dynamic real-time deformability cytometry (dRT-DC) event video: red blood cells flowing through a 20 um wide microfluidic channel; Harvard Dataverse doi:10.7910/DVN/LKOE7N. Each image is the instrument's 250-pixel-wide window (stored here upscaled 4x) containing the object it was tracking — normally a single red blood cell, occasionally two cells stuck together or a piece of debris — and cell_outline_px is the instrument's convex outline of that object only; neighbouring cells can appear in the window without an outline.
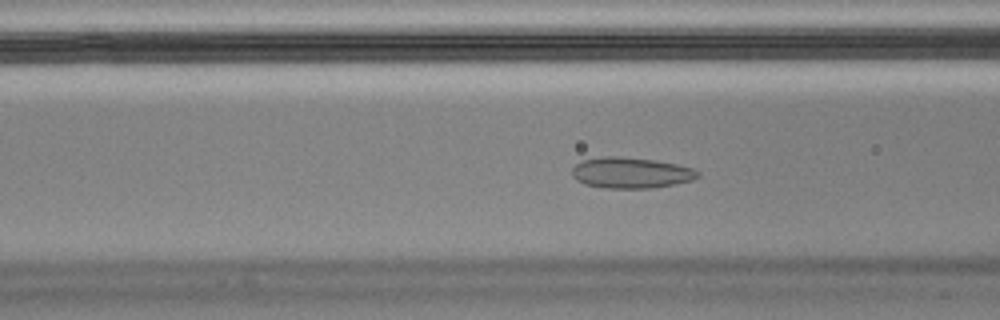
{"species": "Egyptian fruit bat (a non-hibernating species)", "species_latin": "Rousettus aegyptiacus", "temperature_condition": "cold", "stored_images_in_passage": 55, "camera_frame_rate_fps": 3000, "um_per_image_px": 0.085, "animal": {"sex": "male"}, "frame": {"image": 1, "passage_image": 19, "time_ms": 6.0, "image_size_px": [1000, 320], "cell_outline_px": [[700, 176], [692, 180], [676, 184], [648, 188], [604, 188], [584, 184], [576, 180], [572, 176], [572, 168], [576, 164], [584, 160], [604, 156], [620, 156], [656, 160], [676, 164], [692, 168], [700, 172]], "centroid_in_image_um": [53.63, 14.69], "position_along_channel_um": 113.0, "area_um2": 22.72}}
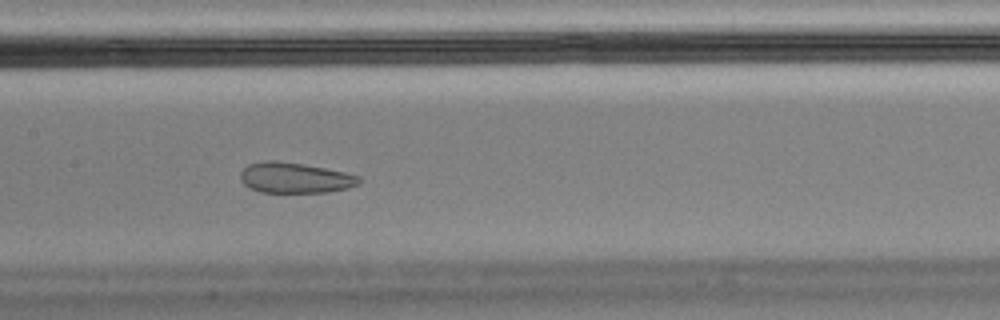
{"frame": {"image": 2, "passage_image": 25, "time_ms": 8.0, "image_size_px": [1000, 320], "cell_outline_px": [[360, 184], [348, 188], [328, 192], [260, 192], [244, 184], [240, 180], [240, 172], [248, 164], [264, 160], [276, 160], [304, 164], [344, 172], [360, 176]], "centroid_in_image_um": [25.06, 15.1], "position_along_channel_um": 182.3, "area_um2": 21.15}}
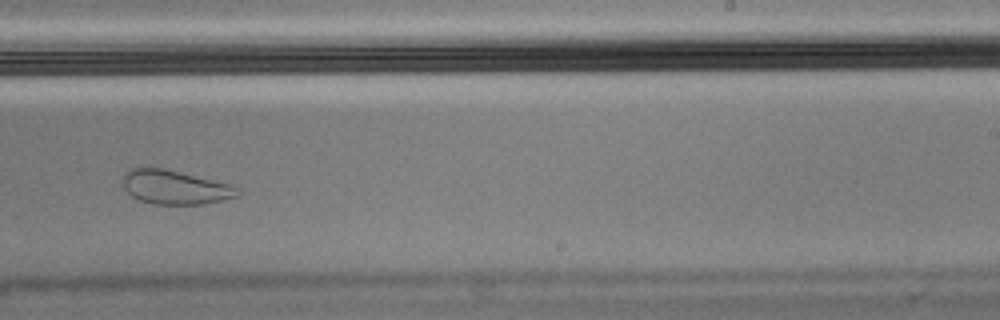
{"frame": {"image": 3, "passage_image": 33, "time_ms": 10.667, "image_size_px": [1000, 320], "cell_outline_px": [[240, 192], [236, 196], [204, 204], [152, 204], [140, 200], [132, 196], [124, 188], [124, 176], [128, 168], [160, 168], [236, 184], [240, 188]], "centroid_in_image_um": [14.93, 15.91], "position_along_channel_um": 274.1, "area_um2": 22.72}}